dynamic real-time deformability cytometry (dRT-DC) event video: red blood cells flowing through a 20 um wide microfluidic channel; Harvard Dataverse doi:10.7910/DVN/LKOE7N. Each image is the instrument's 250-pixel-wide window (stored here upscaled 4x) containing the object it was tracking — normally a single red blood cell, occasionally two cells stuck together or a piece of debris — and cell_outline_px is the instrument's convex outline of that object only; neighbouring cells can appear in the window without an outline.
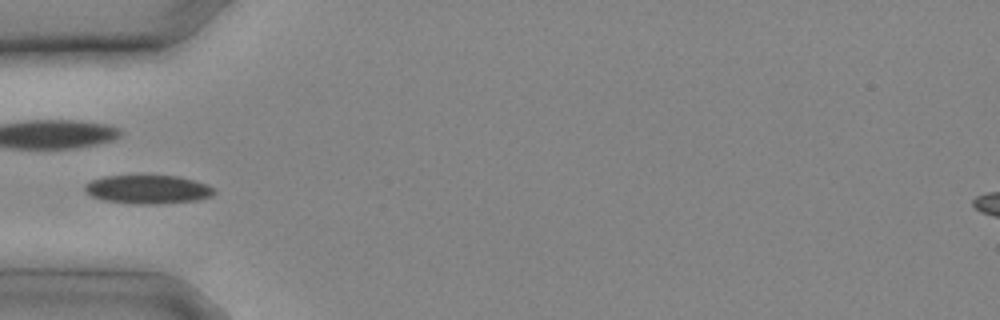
{"species": "common noctule bat (a hibernating species)", "species_latin": "Nyctalus noctula", "temperature_condition": "cold", "stored_images_in_passage": 7, "camera_frame_rate_fps": 3000, "um_per_image_px": 0.085, "animal": {"sex": "male", "body_mass_g": 20.4}, "frame": {"image": 1, "passage_image": 6, "time_ms": 1.667, "image_size_px": [1000, 320], "cell_outline_px": [[216, 192], [212, 196], [196, 200], [152, 204], [140, 204], [104, 200], [92, 196], [84, 188], [92, 180], [104, 176], [176, 176], [192, 180], [216, 188]], "centroid_in_image_um": [12.61, 16.1], "position_along_channel_um": 72.4, "area_um2": 21.1}}